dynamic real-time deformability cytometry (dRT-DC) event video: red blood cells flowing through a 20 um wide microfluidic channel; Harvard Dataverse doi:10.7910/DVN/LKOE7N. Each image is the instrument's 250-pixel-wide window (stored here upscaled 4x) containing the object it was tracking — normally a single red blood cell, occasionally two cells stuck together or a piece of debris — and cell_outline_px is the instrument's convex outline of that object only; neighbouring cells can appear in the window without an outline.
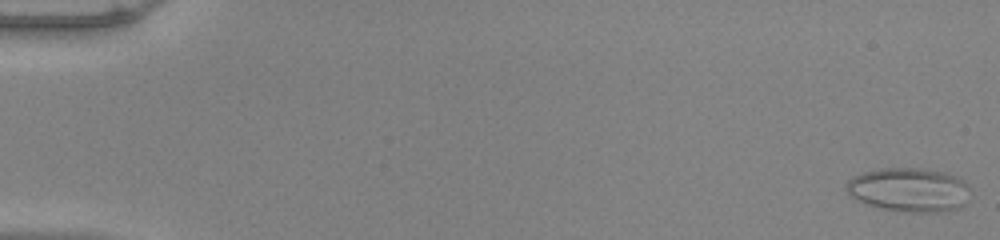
{"species": "common noctule bat (a hibernating species)", "species_latin": "Nyctalus noctula", "temperature_condition": "warm", "stored_images_in_passage": 53, "camera_frame_rate_fps": 3000, "um_per_image_px": 0.085, "animal": {"sex": "male", "body_mass_g": 20.0, "forearm_length_mm": 53.3}, "frame": {"image": 1, "passage_image": 1, "time_ms": 0.0, "image_size_px": [1000, 240], "cell_outline_px": [[972, 188], [968, 200], [960, 208], [948, 212], [904, 212], [880, 208], [868, 204], [852, 196], [844, 188], [848, 180], [852, 176], [864, 172], [880, 168], [924, 168], [944, 172], [956, 176], [964, 180]], "centroid_in_image_um": [77.34, 16.13], "position_along_channel_um": 7.7, "area_um2": 32.31}}
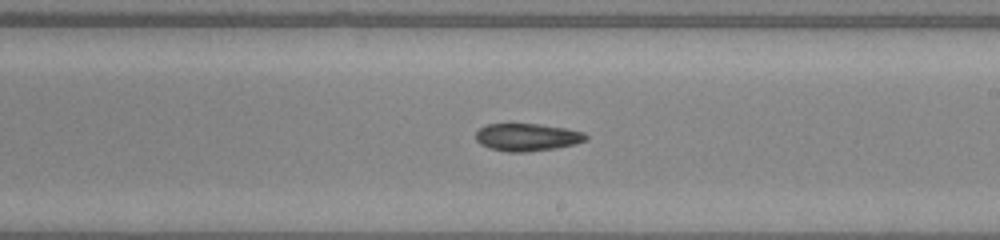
{"frame": {"image": 2, "passage_image": 32, "time_ms": 10.333, "image_size_px": [1000, 240], "cell_outline_px": [[588, 140], [576, 144], [556, 148], [524, 152], [508, 152], [488, 148], [480, 144], [476, 140], [476, 132], [480, 128], [488, 124], [540, 124], [564, 128], [584, 132], [588, 136]], "centroid_in_image_um": [44.82, 11.67], "position_along_channel_um": 244.2, "area_um2": 17.74}}
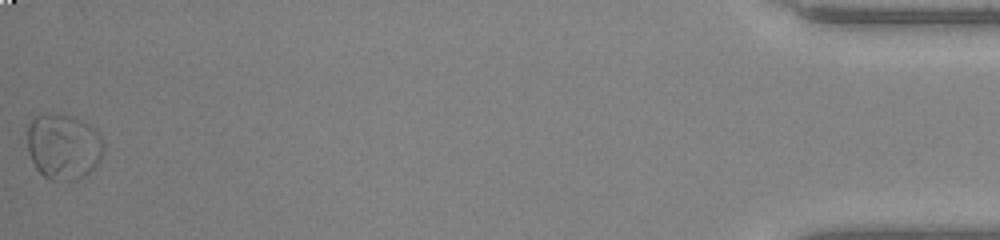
{"frame": {"image": 3, "passage_image": 53, "time_ms": 17.333, "image_size_px": [1000, 240], "cell_outline_px": [[104, 152], [100, 160], [84, 176], [76, 180], [48, 180], [36, 168], [28, 152], [28, 124], [36, 116], [48, 112], [72, 116], [84, 120], [96, 128], [100, 132], [104, 140]], "centroid_in_image_um": [5.43, 12.42], "position_along_channel_um": 429.8, "area_um2": 29.71}, "authors_computed_cell_mechanics": {"area_um2": 19.3052, "velocity_mm_per_s": 3.9448, "shape_relaxation_time_tau1_ms": 2.1135, "shape_relaxation_time_tau2_ms": 5.7014, "deformation_change_tau1": 0.0886, "deformation_change_tau2": 0.0945}}